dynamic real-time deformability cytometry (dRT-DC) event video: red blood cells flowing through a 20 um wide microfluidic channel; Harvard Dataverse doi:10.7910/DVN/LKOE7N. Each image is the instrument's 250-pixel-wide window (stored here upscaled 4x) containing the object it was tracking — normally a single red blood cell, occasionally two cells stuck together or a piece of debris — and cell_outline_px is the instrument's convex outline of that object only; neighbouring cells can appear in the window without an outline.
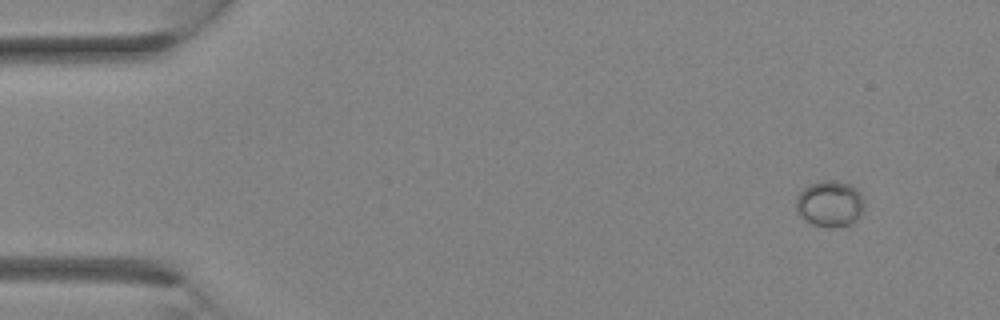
{"species": "Egyptian fruit bat (a non-hibernating species)", "species_latin": "Rousettus aegyptiacus", "temperature_condition": "room temperature", "stored_images_in_passage": 3, "camera_frame_rate_fps": 3000, "um_per_image_px": 0.085, "animal": {"sex": "female"}, "frame": {"image": 1, "passage_image": 1, "time_ms": 0.0, "image_size_px": [1000, 320], "cell_outline_px": [[864, 212], [852, 224], [832, 228], [828, 228], [812, 224], [800, 216], [796, 212], [796, 196], [808, 184], [820, 180], [832, 180], [852, 184], [860, 192], [864, 200]], "centroid_in_image_um": [70.55, 17.32], "position_along_channel_um": 14.4, "area_um2": 18.84}}